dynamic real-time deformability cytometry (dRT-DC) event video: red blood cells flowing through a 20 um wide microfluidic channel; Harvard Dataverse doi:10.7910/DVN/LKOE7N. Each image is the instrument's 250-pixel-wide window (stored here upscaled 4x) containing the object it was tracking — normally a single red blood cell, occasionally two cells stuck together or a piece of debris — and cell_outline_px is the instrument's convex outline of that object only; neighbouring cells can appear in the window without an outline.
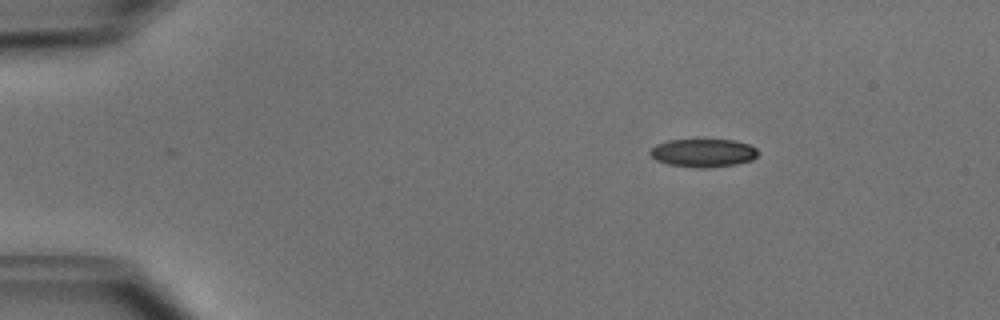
{"species": "common noctule bat (a hibernating species)", "species_latin": "Nyctalus noctula", "temperature_condition": "cold", "stored_images_in_passage": 44, "camera_frame_rate_fps": 3000, "um_per_image_px": 0.085, "animal": {"sex": "male", "body_mass_g": 15.6}, "frame": {"image": 1, "passage_image": 1, "time_ms": 0.0, "image_size_px": [1000, 320], "cell_outline_px": [[756, 156], [752, 160], [736, 164], [708, 168], [692, 168], [668, 164], [656, 160], [648, 152], [648, 148], [656, 144], [668, 140], [736, 140], [748, 144], [756, 148]], "centroid_in_image_um": [59.72, 13.0], "position_along_channel_um": 25.3, "area_um2": 17.86}}
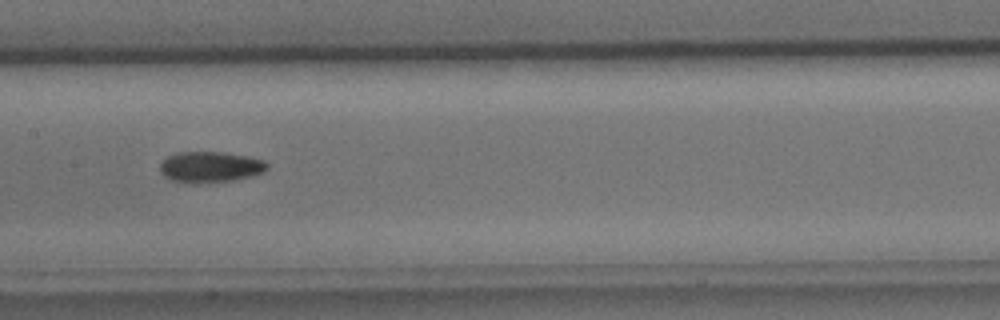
{"frame": {"image": 2, "passage_image": 19, "time_ms": 6.0, "image_size_px": [1000, 320], "cell_outline_px": [[268, 168], [264, 172], [256, 176], [236, 180], [200, 184], [192, 184], [172, 180], [164, 176], [160, 172], [160, 164], [168, 156], [176, 152], [220, 152], [248, 156], [264, 160], [268, 164]], "centroid_in_image_um": [17.9, 14.21], "position_along_channel_um": 189.5, "area_um2": 19.71}}
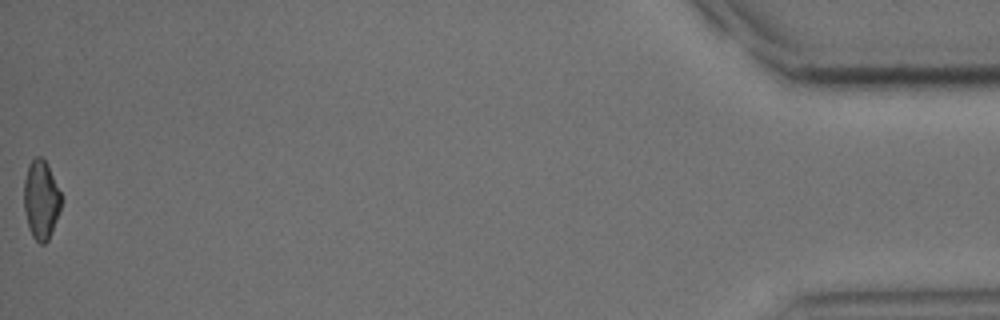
{"frame": {"image": 3, "passage_image": 44, "time_ms": 14.333, "image_size_px": [1000, 320], "cell_outline_px": [[60, 208], [56, 220], [48, 240], [44, 244], [40, 244], [32, 236], [28, 228], [24, 208], [24, 180], [28, 164], [36, 156], [40, 156], [48, 164], [60, 192]], "centroid_in_image_um": [3.47, 16.97], "position_along_channel_um": 431.7, "area_um2": 16.99}, "authors_computed_cell_mechanics": {"area_um2": 18.4671, "velocity_mm_per_s": 3.9868, "shape_relaxation_time_tau1_ms": 2.3852, "shape_relaxation_time_tau2_ms": 6.511, "deformation_change_tau1": 0.0835, "deformation_change_tau2": 0.1105}}